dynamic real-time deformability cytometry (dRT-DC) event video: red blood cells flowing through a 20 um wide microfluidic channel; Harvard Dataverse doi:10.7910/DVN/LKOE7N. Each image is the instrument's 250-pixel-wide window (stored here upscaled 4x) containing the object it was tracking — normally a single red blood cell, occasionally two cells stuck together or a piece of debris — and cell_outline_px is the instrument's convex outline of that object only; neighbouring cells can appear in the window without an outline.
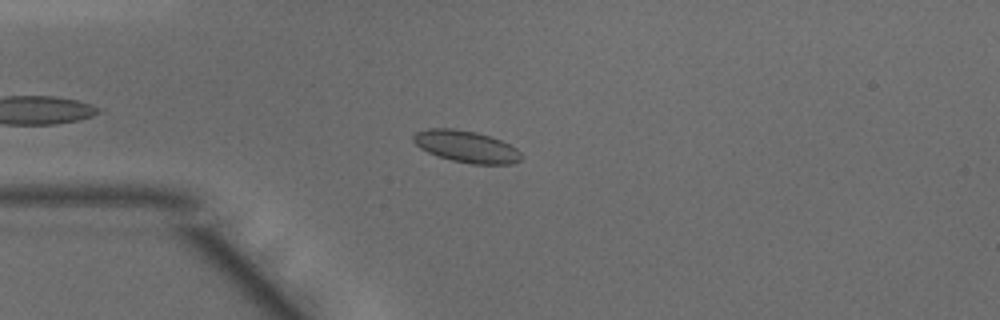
{"species": "common noctule bat (a hibernating species)", "species_latin": "Nyctalus noctula", "temperature_condition": "warm", "stored_images_in_passage": 37, "camera_frame_rate_fps": 3000, "um_per_image_px": 0.085, "animal": {"sex": "male", "body_mass_g": 15.6}, "frame": {"image": 1, "passage_image": 8, "time_ms": 2.333, "image_size_px": [1000, 320], "cell_outline_px": [[524, 156], [520, 160], [512, 164], [472, 164], [452, 160], [428, 152], [420, 148], [412, 140], [412, 136], [416, 132], [428, 128], [452, 128], [476, 132], [500, 140], [516, 148]], "centroid_in_image_um": [39.63, 12.45], "position_along_channel_um": 45.4, "area_um2": 19.88}}
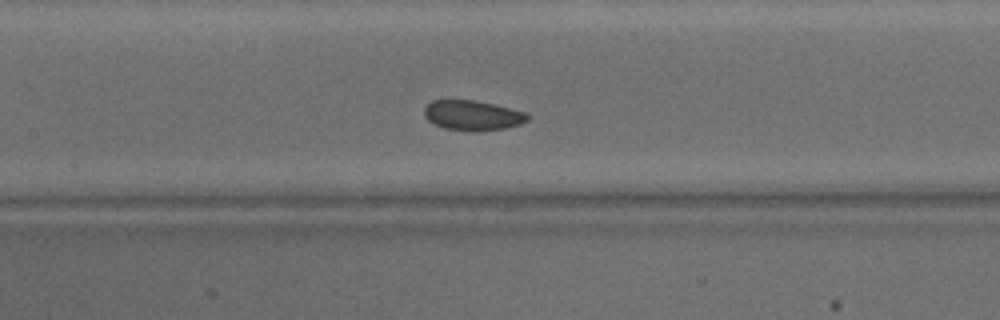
{"frame": {"image": 2, "passage_image": 18, "time_ms": 5.667, "image_size_px": [1000, 320], "cell_outline_px": [[528, 120], [520, 124], [504, 128], [472, 132], [444, 128], [432, 124], [424, 116], [424, 108], [432, 100], [472, 100], [492, 104], [524, 112], [528, 116]], "centroid_in_image_um": [40.11, 9.82], "position_along_channel_um": 167.3, "area_um2": 17.92}}
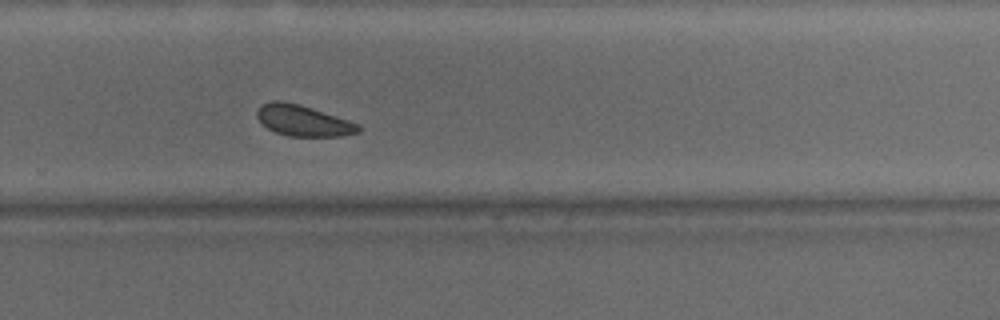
{"frame": {"image": 3, "passage_image": 28, "time_ms": 9.0, "image_size_px": [1000, 320], "cell_outline_px": [[360, 132], [340, 136], [288, 136], [276, 132], [268, 128], [256, 116], [256, 112], [260, 104], [272, 100], [280, 100], [300, 104], [360, 124]], "centroid_in_image_um": [25.75, 10.24], "position_along_channel_um": 304.0, "area_um2": 18.26}, "authors_computed_cell_mechanics": {"area_um2": 18.8428, "velocity_mm_per_s": 4.112, "shape_relaxation_time_tau1_ms": 1.4207, "shape_relaxation_time_tau2_ms": 3.778, "deformation_change_tau1": 0.0388, "deformation_change_tau2": 0.0713}}